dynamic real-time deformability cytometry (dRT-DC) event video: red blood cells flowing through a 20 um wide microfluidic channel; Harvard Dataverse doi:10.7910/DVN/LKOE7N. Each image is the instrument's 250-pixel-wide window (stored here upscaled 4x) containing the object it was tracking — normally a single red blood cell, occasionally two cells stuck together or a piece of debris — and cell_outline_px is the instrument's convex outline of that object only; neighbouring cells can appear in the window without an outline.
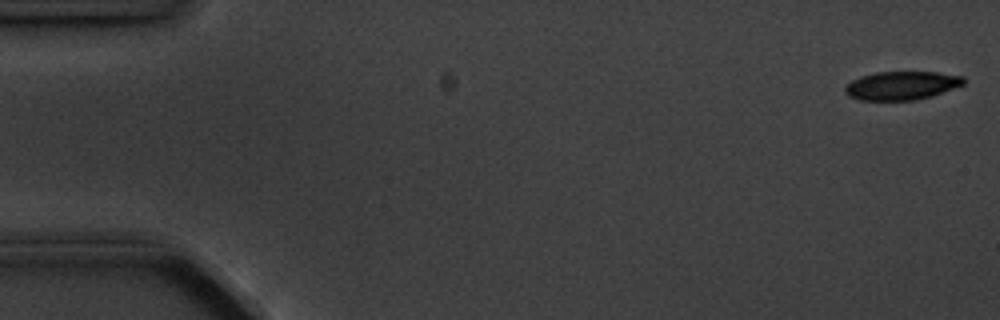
{"species": "common noctule bat (a hibernating species)", "species_latin": "Nyctalus noctula", "temperature_condition": "cold", "stored_images_in_passage": 5, "camera_frame_rate_fps": 3000, "um_per_image_px": 0.085, "animal": {"sex": "male", "body_mass_g": 20.1, "forearm_length_mm": 53.5}, "frame": {"image": 1, "passage_image": 1, "time_ms": 0.0, "image_size_px": [1000, 320], "cell_outline_px": [[964, 84], [932, 96], [916, 100], [860, 100], [848, 96], [844, 92], [844, 88], [852, 80], [860, 76], [876, 72], [936, 72], [964, 76]], "centroid_in_image_um": [76.62, 7.27], "position_along_channel_um": 8.4, "area_um2": 19.71}}
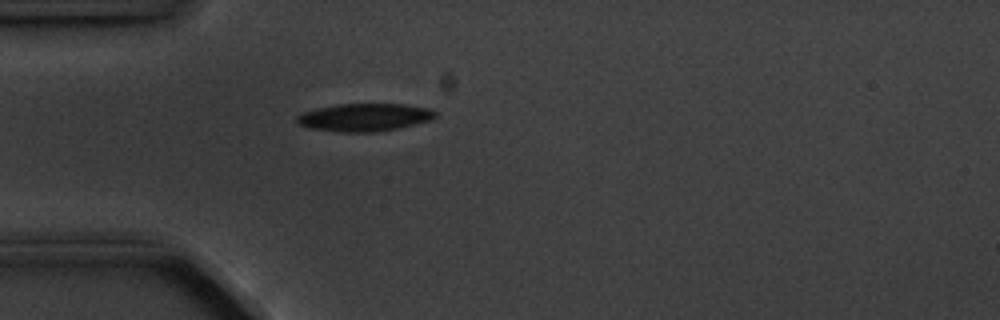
{"frame": {"image": 2, "passage_image": 5, "time_ms": 4.667, "image_size_px": [1000, 320], "cell_outline_px": [[436, 116], [432, 120], [396, 128], [376, 132], [340, 132], [308, 128], [300, 124], [296, 120], [296, 116], [300, 112], [316, 108], [336, 104], [404, 104], [432, 108], [436, 112]], "centroid_in_image_um": [30.96, 9.96], "position_along_channel_um": 54.0, "area_um2": 22.6}}